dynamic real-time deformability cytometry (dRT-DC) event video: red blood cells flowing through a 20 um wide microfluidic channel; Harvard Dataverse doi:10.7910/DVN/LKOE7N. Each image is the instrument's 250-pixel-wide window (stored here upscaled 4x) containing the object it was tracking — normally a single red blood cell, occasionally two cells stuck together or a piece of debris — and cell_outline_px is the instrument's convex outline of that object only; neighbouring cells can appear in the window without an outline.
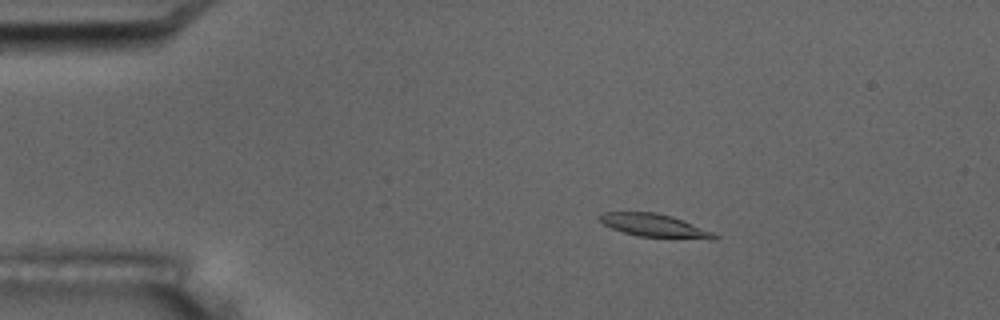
{"species": "common noctule bat (a hibernating species)", "species_latin": "Nyctalus noctula", "temperature_condition": "room temperature", "stored_images_in_passage": 6, "camera_frame_rate_fps": 3000, "um_per_image_px": 0.085, "animal": {"sex": "male", "body_mass_g": 17.5, "forearm_length_mm": 52.3}, "frame": {"image": 1, "passage_image": 2, "time_ms": 2.0, "image_size_px": [1000, 320], "cell_outline_px": [[720, 236], [716, 240], [712, 240], [636, 236], [612, 228], [604, 224], [596, 216], [604, 212], [656, 212], [672, 216], [712, 232]], "centroid_in_image_um": [55.65, 19.18], "position_along_channel_um": 29.4, "area_um2": 15.49}}
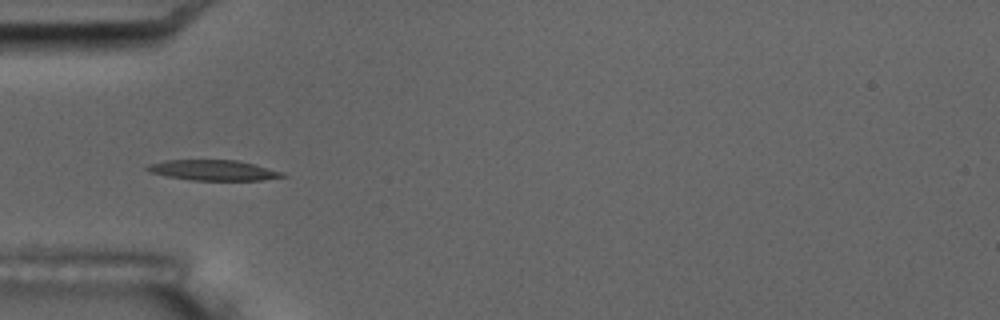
{"frame": {"image": 2, "passage_image": 4, "time_ms": 4.667, "image_size_px": [1000, 320], "cell_outline_px": [[288, 176], [260, 180], [192, 180], [168, 176], [148, 172], [144, 168], [148, 164], [164, 160], [236, 160], [284, 172]], "centroid_in_image_um": [18.1, 14.47], "position_along_channel_um": 66.9, "area_um2": 16.01}}